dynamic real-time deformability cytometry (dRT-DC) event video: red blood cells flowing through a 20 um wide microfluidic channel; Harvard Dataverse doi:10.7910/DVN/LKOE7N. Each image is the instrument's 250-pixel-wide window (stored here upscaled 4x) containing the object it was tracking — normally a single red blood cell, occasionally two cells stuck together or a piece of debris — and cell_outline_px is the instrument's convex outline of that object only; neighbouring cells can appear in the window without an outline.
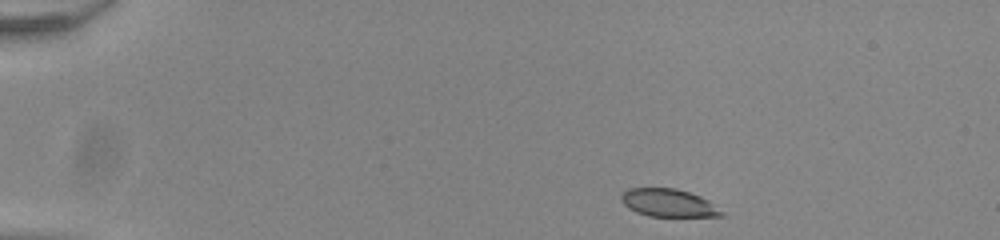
{"species": "common noctule bat (a hibernating species)", "species_latin": "Nyctalus noctula", "temperature_condition": "room temperature", "stored_images_in_passage": 45, "camera_frame_rate_fps": 3000, "um_per_image_px": 0.085, "animal": {"sex": "male", "body_mass_g": 20.0, "forearm_length_mm": 53.3}, "frame": {"image": 1, "passage_image": 1, "time_ms": 0.0, "image_size_px": [1000, 240], "cell_outline_px": [[724, 216], [648, 216], [636, 212], [628, 208], [620, 200], [620, 196], [628, 188], [676, 188], [700, 196], [708, 200], [724, 212]], "centroid_in_image_um": [56.8, 17.24], "position_along_channel_um": 28.2, "area_um2": 16.24}}
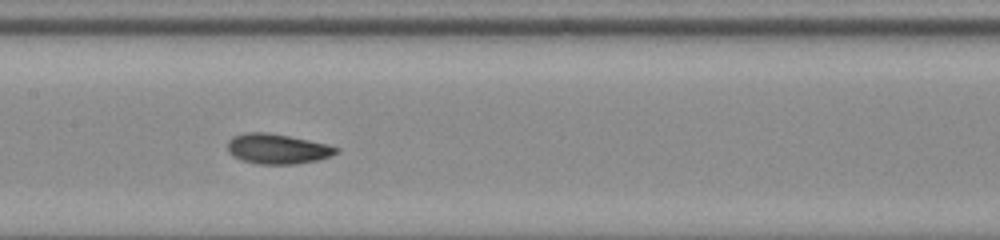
{"frame": {"image": 2, "passage_image": 20, "time_ms": 6.333, "image_size_px": [1000, 240], "cell_outline_px": [[340, 148], [332, 156], [316, 160], [296, 164], [260, 164], [244, 160], [232, 156], [228, 152], [228, 140], [232, 136], [244, 132], [268, 132], [328, 144]], "centroid_in_image_um": [23.56, 12.64], "position_along_channel_um": 183.8, "area_um2": 19.02}}
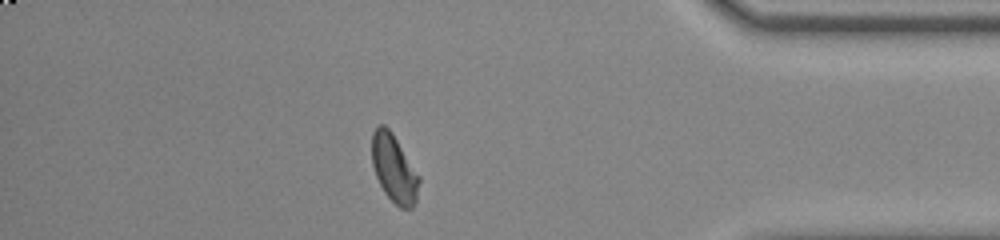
{"frame": {"image": 3, "passage_image": 39, "time_ms": 12.667, "image_size_px": [1000, 240], "cell_outline_px": [[420, 180], [416, 200], [412, 208], [400, 208], [384, 192], [376, 176], [372, 164], [372, 132], [380, 124], [384, 124], [392, 132], [420, 176]], "centroid_in_image_um": [33.5, 14.31], "position_along_channel_um": 401.7, "area_um2": 18.55}, "authors_computed_cell_mechanics": {"area_um2": 18.4382, "velocity_mm_per_s": 3.8868, "shape_relaxation_time_tau1_ms": 5.6918, "shape_relaxation_time_tau2_ms": 1.8479, "deformation_change_tau1": 0.1379, "deformation_change_tau2": 0.0444}}